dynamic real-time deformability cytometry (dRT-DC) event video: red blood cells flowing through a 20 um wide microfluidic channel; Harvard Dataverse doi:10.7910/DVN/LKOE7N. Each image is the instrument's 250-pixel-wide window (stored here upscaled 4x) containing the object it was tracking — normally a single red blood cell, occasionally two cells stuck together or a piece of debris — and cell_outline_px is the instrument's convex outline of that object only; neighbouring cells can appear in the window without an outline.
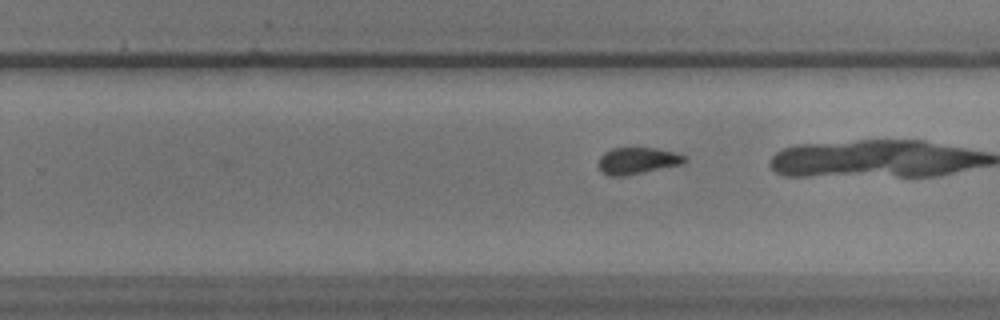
{"species": "common noctule bat (a hibernating species)", "species_latin": "Nyctalus noctula", "temperature_condition": "warm", "stored_images_in_passage": 32, "camera_frame_rate_fps": 3000, "um_per_image_px": 0.085, "animal": {"sex": "male", "body_mass_g": 17.9}, "frame": {"image": 1, "passage_image": 27, "time_ms": 8.667, "image_size_px": [1000, 320], "cell_outline_px": [[688, 160], [684, 164], [624, 176], [608, 176], [600, 172], [596, 164], [600, 156], [604, 152], [612, 148], [656, 148], [672, 152], [684, 156]], "centroid_in_image_um": [54.12, 13.67], "position_along_channel_um": 275.7, "area_um2": 13.58}}
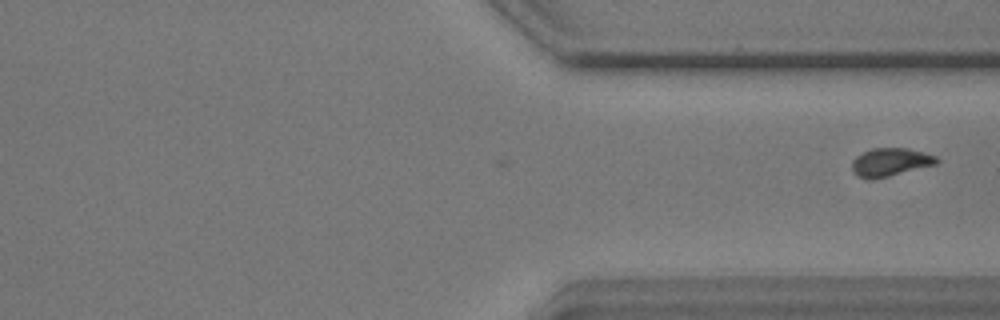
{"frame": {"image": 2, "passage_image": 32, "time_ms": 10.333, "image_size_px": [1000, 320], "cell_outline_px": [[940, 160], [936, 164], [872, 180], [868, 180], [856, 176], [852, 172], [852, 160], [856, 156], [872, 148], [908, 148], [936, 156]], "centroid_in_image_um": [75.63, 13.79], "position_along_channel_um": 335.8, "area_um2": 13.93}}